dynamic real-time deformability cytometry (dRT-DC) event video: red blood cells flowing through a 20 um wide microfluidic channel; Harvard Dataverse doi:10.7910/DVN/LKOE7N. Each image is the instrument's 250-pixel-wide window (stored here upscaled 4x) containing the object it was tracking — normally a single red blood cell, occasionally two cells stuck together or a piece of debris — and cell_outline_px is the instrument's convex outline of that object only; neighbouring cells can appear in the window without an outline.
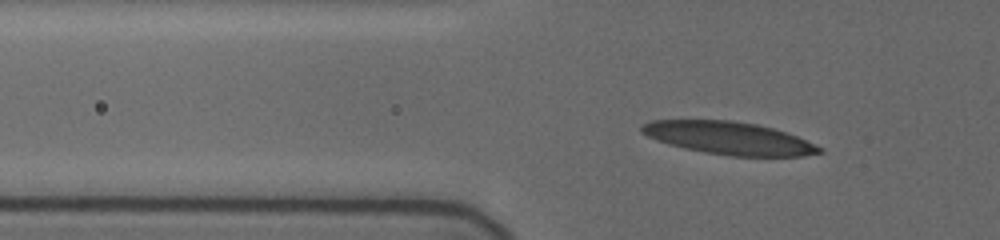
{"species": "human", "species_latin": "Homo sapiens", "temperature_condition": "cold", "stored_images_in_passage": 6, "camera_frame_rate_fps": 3000, "um_per_image_px": 0.085, "donor": {"sex": "female"}, "frame": {"image": 1, "passage_image": 2, "time_ms": 0.333, "image_size_px": [1000, 240], "cell_outline_px": [[824, 152], [804, 156], [732, 156], [704, 152], [684, 148], [668, 144], [656, 140], [640, 132], [640, 124], [652, 120], [732, 120], [756, 124], [772, 128], [796, 136], [824, 148]], "centroid_in_image_um": [61.93, 11.74], "position_along_channel_um": 63.9, "area_um2": 33.87}}
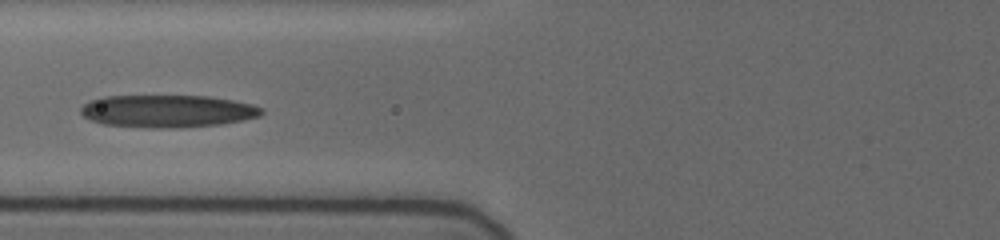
{"frame": {"image": 2, "passage_image": 5, "time_ms": 2.0, "image_size_px": [1000, 240], "cell_outline_px": [[264, 112], [260, 116], [220, 124], [176, 128], [148, 128], [104, 124], [88, 120], [80, 112], [80, 108], [88, 100], [100, 96], [208, 96], [232, 100], [252, 104], [260, 108]], "centroid_in_image_um": [14.16, 9.44], "position_along_channel_um": 111.6, "area_um2": 34.33}}